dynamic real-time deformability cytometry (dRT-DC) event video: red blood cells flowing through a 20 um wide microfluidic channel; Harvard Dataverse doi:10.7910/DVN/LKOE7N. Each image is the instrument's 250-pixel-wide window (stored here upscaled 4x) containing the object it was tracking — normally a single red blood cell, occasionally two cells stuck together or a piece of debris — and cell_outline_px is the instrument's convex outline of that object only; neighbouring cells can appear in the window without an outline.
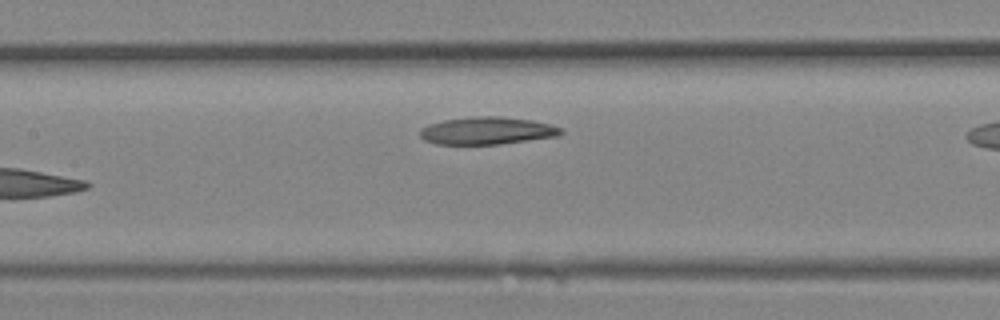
{"species": "Egyptian fruit bat (a non-hibernating species)", "species_latin": "Rousettus aegyptiacus", "temperature_condition": "room temperature", "stored_images_in_passage": 9, "camera_frame_rate_fps": 3000, "um_per_image_px": 0.085, "animal": {"sex": "female"}, "frame": {"image": 1, "passage_image": 9, "time_ms": 2.667, "image_size_px": [1000, 320], "cell_outline_px": [[564, 132], [560, 136], [496, 144], [436, 144], [424, 140], [420, 136], [420, 128], [428, 124], [444, 120], [472, 116], [500, 116], [532, 120], [552, 124], [564, 128]], "centroid_in_image_um": [41.43, 11.1], "position_along_channel_um": 166.0, "area_um2": 22.77}}